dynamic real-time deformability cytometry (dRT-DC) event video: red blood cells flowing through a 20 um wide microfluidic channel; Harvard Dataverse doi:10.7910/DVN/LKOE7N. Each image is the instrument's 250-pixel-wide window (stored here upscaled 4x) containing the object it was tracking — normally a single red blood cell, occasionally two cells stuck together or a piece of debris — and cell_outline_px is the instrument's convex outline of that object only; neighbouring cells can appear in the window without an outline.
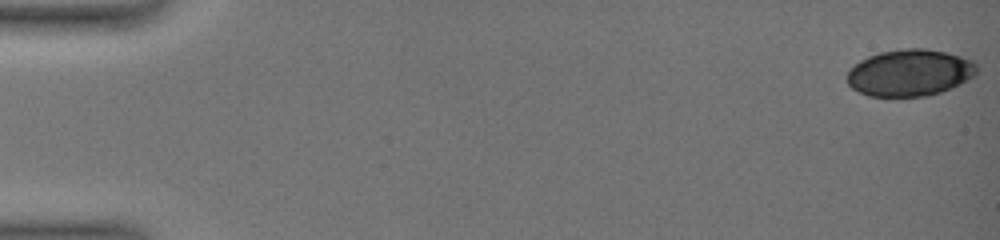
{"species": "common noctule bat (a hibernating species)", "species_latin": "Nyctalus noctula", "temperature_condition": "warm", "stored_images_in_passage": 26, "camera_frame_rate_fps": 3000, "um_per_image_px": 0.085, "animal": {"sex": "female", "body_mass_g": 19.0, "forearm_length_mm": 51.5}, "frame": {"image": 1, "passage_image": 1, "time_ms": 0.0, "image_size_px": [1000, 240], "cell_outline_px": [[976, 72], [968, 80], [960, 84], [940, 92], [924, 96], [868, 96], [852, 88], [848, 84], [848, 72], [860, 60], [868, 56], [880, 52], [908, 48], [924, 48], [944, 52], [960, 56], [972, 60], [976, 64]], "centroid_in_image_um": [77.33, 6.18], "position_along_channel_um": 7.7, "area_um2": 34.97}}